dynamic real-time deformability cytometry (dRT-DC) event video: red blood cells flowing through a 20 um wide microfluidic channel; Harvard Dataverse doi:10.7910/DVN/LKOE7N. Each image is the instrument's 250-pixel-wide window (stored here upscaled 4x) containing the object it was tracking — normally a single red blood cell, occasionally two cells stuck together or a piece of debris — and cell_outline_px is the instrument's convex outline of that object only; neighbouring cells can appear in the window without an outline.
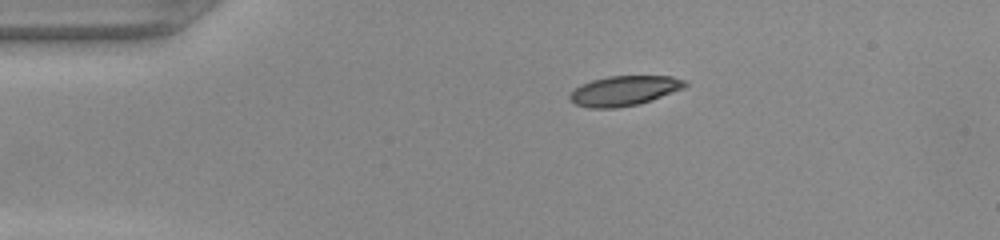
{"species": "common noctule bat (a hibernating species)", "species_latin": "Nyctalus noctula", "temperature_condition": "warm", "stored_images_in_passage": 30, "camera_frame_rate_fps": 3000, "um_per_image_px": 0.085, "animal": {"sex": "female", "body_mass_g": 22.0, "forearm_length_mm": 56.7}, "frame": {"image": 1, "passage_image": 1, "time_ms": 0.0, "image_size_px": [1000, 240], "cell_outline_px": [[688, 84], [684, 88], [636, 104], [616, 108], [588, 108], [576, 104], [568, 96], [580, 84], [592, 80], [608, 76], [672, 76], [684, 80]], "centroid_in_image_um": [53.03, 7.7], "position_along_channel_um": 32.0, "area_um2": 19.71}}
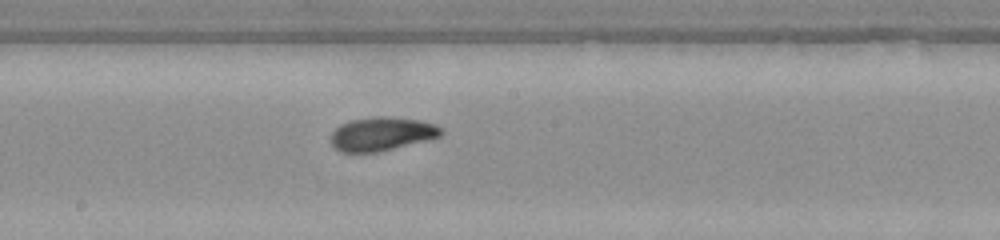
{"frame": {"image": 2, "passage_image": 18, "time_ms": 5.667, "image_size_px": [1000, 240], "cell_outline_px": [[444, 132], [440, 136], [428, 140], [380, 152], [340, 152], [332, 144], [332, 132], [340, 124], [348, 120], [376, 116], [388, 116], [420, 120], [436, 124], [444, 128]], "centroid_in_image_um": [32.49, 11.37], "position_along_channel_um": 215.7, "area_um2": 21.91}}
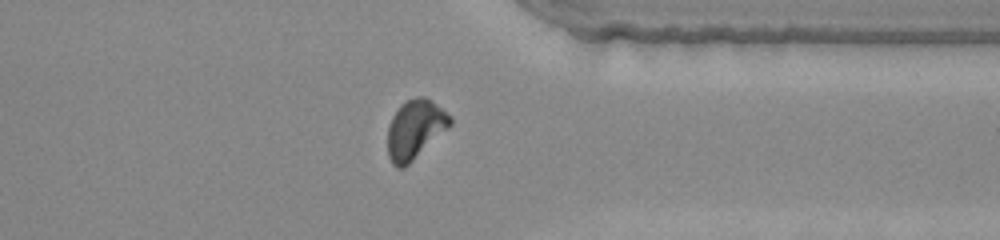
{"frame": {"image": 3, "passage_image": 30, "time_ms": 9.667, "image_size_px": [1000, 240], "cell_outline_px": [[452, 124], [448, 128], [404, 168], [396, 168], [392, 164], [388, 156], [388, 128], [392, 116], [400, 104], [404, 100], [416, 96], [424, 96], [452, 116]], "centroid_in_image_um": [35.26, 10.98], "position_along_channel_um": 376.1, "area_um2": 21.5}}